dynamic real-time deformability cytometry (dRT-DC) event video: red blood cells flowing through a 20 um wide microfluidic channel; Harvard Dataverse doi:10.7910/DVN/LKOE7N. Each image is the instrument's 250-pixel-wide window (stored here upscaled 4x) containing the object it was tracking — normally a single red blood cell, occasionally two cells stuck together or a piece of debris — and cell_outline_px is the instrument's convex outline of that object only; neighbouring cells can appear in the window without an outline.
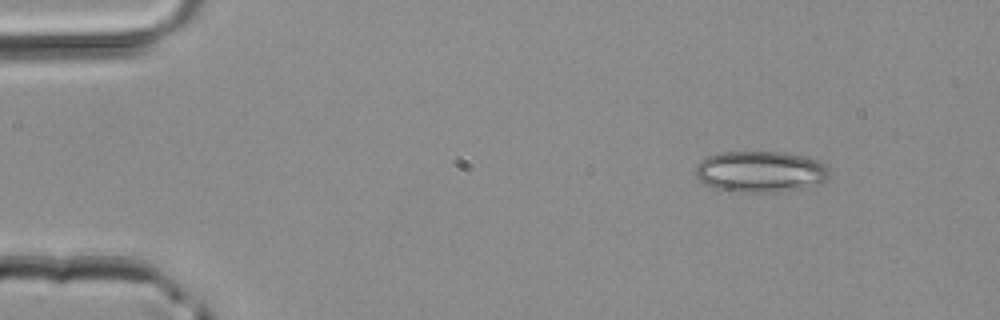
{"species": "common noctule bat (a hibernating species)", "species_latin": "Nyctalus noctula", "temperature_condition": "room temperature", "stored_images_in_passage": 5, "camera_frame_rate_fps": 3000, "um_per_image_px": 0.085, "animal": {"sex": "male", "body_mass_g": 20.4}, "frame": {"image": 1, "passage_image": 2, "time_ms": 0.333, "image_size_px": [1000, 320], "cell_outline_px": [[828, 176], [820, 184], [800, 188], [776, 192], [736, 192], [712, 188], [704, 184], [696, 176], [696, 164], [700, 160], [708, 156], [724, 152], [780, 152], [820, 160], [828, 168]], "centroid_in_image_um": [64.6, 14.6], "position_along_channel_um": 20.4, "area_um2": 32.14}}